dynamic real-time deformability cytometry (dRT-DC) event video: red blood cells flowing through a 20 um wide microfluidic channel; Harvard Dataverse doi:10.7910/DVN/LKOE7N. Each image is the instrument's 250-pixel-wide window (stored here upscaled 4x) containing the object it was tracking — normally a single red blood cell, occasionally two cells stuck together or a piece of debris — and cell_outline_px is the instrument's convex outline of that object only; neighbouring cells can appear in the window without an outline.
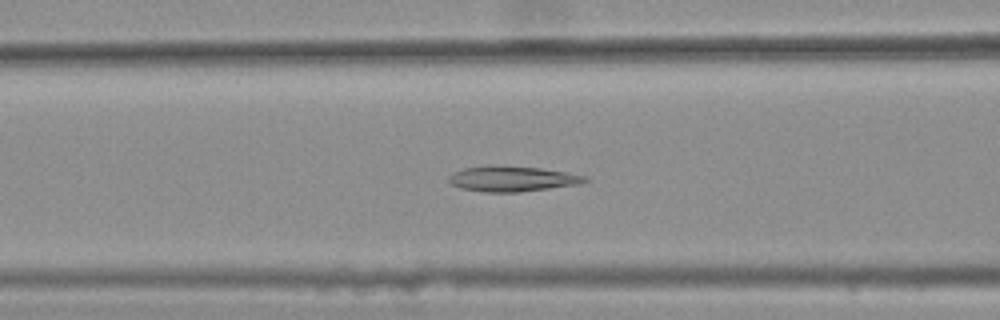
{"species": "common noctule bat (a hibernating species)", "species_latin": "Nyctalus noctula", "temperature_condition": "warm", "stored_images_in_passage": 42, "camera_frame_rate_fps": 3000, "um_per_image_px": 0.085, "animal": {"sex": "female", "body_mass_g": 25.1}, "frame": {"image": 1, "passage_image": 21, "time_ms": 6.667, "image_size_px": [1000, 320], "cell_outline_px": [[588, 180], [580, 184], [520, 192], [484, 192], [460, 188], [452, 184], [448, 180], [448, 176], [452, 172], [464, 168], [540, 168], [564, 172], [584, 176]], "centroid_in_image_um": [43.53, 15.25], "position_along_channel_um": 123.1, "area_um2": 19.13}}
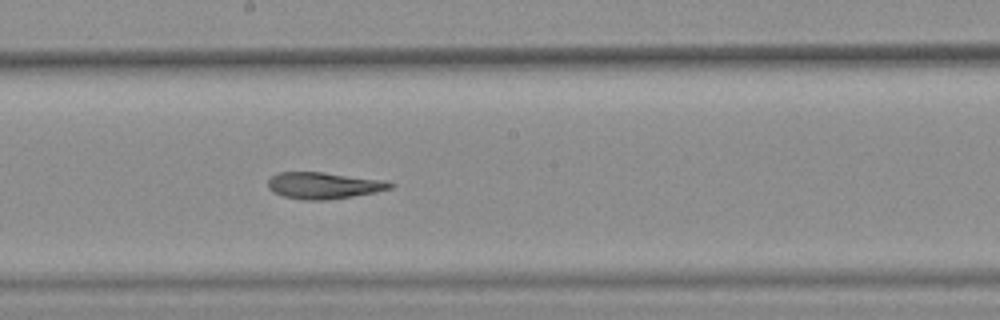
{"frame": {"image": 2, "passage_image": 29, "time_ms": 9.333, "image_size_px": [1000, 320], "cell_outline_px": [[396, 184], [392, 188], [352, 196], [328, 200], [304, 200], [284, 196], [268, 188], [268, 180], [272, 176], [280, 172], [324, 172], [388, 180]], "centroid_in_image_um": [27.56, 15.75], "position_along_channel_um": 220.6, "area_um2": 18.9}}
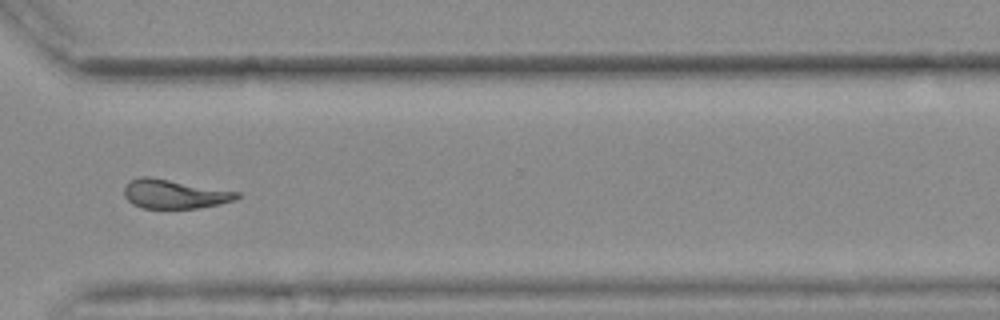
{"frame": {"image": 3, "passage_image": 40, "time_ms": 13.0, "image_size_px": [1000, 320], "cell_outline_px": [[240, 196], [236, 200], [220, 204], [200, 208], [144, 208], [132, 204], [124, 196], [124, 184], [128, 180], [140, 176], [152, 176], [240, 192]], "centroid_in_image_um": [14.81, 16.47], "position_along_channel_um": 355.8, "area_um2": 19.48}, "authors_computed_cell_mechanics": {"area_um2": 19.9699, "velocity_mm_per_s": 3.6719, "shape_relaxation_time_tau1_ms": null, "shape_relaxation_time_tau2_ms": 4.6471, "deformation_change_tau1": null, "deformation_change_tau2": 0.1153}}